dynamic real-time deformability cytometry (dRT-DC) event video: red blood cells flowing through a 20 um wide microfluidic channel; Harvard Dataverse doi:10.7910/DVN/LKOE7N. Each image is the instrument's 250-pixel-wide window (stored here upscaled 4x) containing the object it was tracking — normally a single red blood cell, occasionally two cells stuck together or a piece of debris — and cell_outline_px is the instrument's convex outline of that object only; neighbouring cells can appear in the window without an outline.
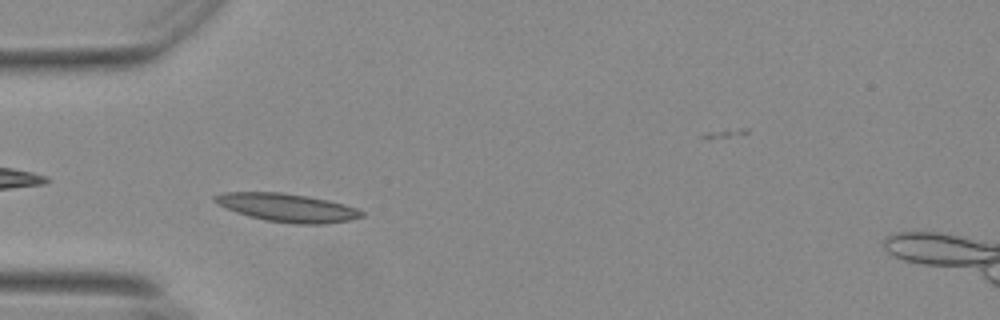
{"species": "Egyptian fruit bat (a non-hibernating species)", "species_latin": "Rousettus aegyptiacus", "temperature_condition": "warm", "stored_images_in_passage": 35, "camera_frame_rate_fps": 3000, "um_per_image_px": 0.085, "animal": {"sex": "female"}, "frame": {"image": 1, "passage_image": 2, "time_ms": 0.333, "image_size_px": [1000, 320], "cell_outline_px": [[364, 216], [348, 220], [324, 224], [296, 224], [264, 220], [248, 216], [236, 212], [212, 200], [212, 196], [220, 192], [280, 192], [328, 200], [344, 204], [356, 208], [364, 212]], "centroid_in_image_um": [24.39, 17.65], "position_along_channel_um": 60.6, "area_um2": 24.04}}
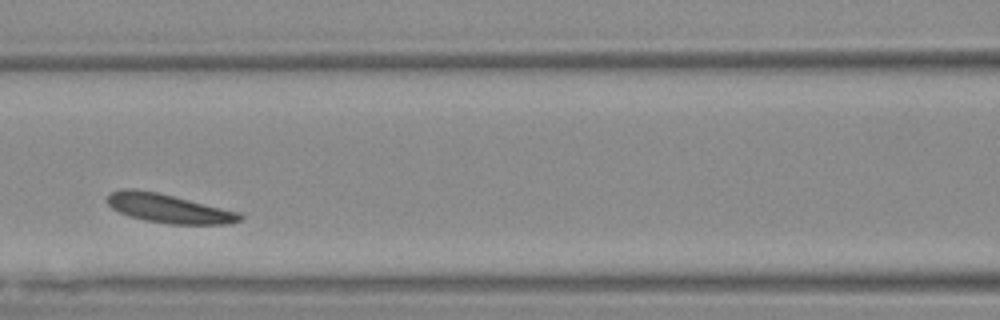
{"frame": {"image": 2, "passage_image": 10, "time_ms": 3.0, "image_size_px": [1000, 320], "cell_outline_px": [[244, 216], [240, 220], [228, 224], [168, 224], [144, 220], [128, 216], [112, 208], [108, 204], [108, 196], [112, 192], [120, 188], [132, 188], [156, 192], [240, 212]], "centroid_in_image_um": [14.33, 17.72], "position_along_channel_um": 152.3, "area_um2": 22.2}}
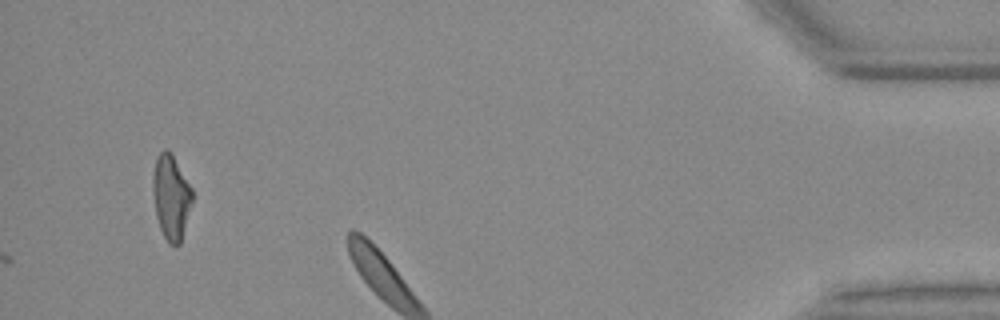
{"frame": {"image": 3, "passage_image": 35, "time_ms": 11.333, "image_size_px": [1000, 320], "cell_outline_px": [[192, 200], [180, 244], [168, 244], [160, 228], [156, 216], [152, 188], [152, 176], [156, 156], [164, 148], [168, 148], [192, 188]], "centroid_in_image_um": [14.51, 16.71], "position_along_channel_um": 420.7, "area_um2": 19.31}, "authors_computed_cell_mechanics": {"area_um2": 21.8484, "velocity_mm_per_s": 3.5206, "shape_relaxation_time_tau1_ms": 3.0427, "shape_relaxation_time_tau2_ms": 1.757, "deformation_change_tau1": 0.0652, "deformation_change_tau2": 0.0855}}